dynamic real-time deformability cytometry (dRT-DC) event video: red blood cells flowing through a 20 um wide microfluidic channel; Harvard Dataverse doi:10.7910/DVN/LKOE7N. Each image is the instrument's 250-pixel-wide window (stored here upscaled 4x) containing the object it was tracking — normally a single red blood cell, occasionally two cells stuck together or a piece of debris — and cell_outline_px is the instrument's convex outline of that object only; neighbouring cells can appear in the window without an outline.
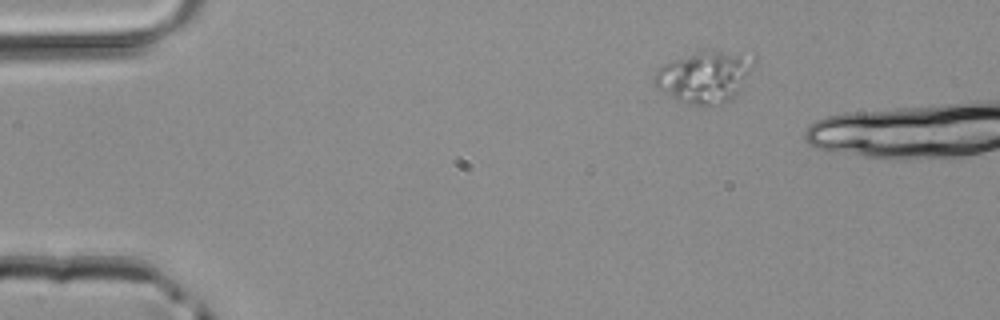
{"species": "common noctule bat (a hibernating species)", "species_latin": "Nyctalus noctula", "temperature_condition": "room temperature", "stored_images_in_passage": 2, "camera_frame_rate_fps": 3000, "um_per_image_px": 0.085, "animal": {"sex": "male", "body_mass_g": 20.4}, "frame": {"image": 1, "passage_image": 1, "time_ms": 0.0, "image_size_px": [1000, 320], "cell_outline_px": [[756, 60], [752, 72], [732, 100], [724, 104], [708, 108], [684, 104], [656, 88], [652, 84], [652, 76], [664, 64], [700, 48], [708, 48], [756, 52]], "centroid_in_image_um": [59.97, 6.49], "position_along_channel_um": 25.0, "area_um2": 32.02}}